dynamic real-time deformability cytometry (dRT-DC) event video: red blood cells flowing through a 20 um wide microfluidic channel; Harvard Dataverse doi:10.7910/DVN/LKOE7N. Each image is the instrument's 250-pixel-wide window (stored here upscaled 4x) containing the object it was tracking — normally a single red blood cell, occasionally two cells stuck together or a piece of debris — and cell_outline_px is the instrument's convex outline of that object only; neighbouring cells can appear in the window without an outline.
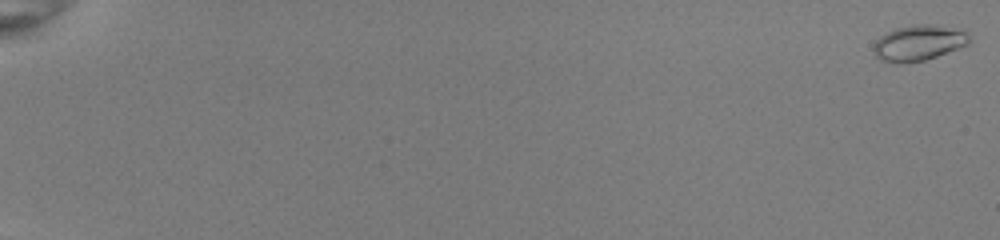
{"species": "common noctule bat (a hibernating species)", "species_latin": "Nyctalus noctula", "temperature_condition": "room temperature", "stored_images_in_passage": 54, "camera_frame_rate_fps": 3000, "um_per_image_px": 0.085, "animal": {"sex": "female", "body_mass_g": 22.0, "forearm_length_mm": 56.7}, "frame": {"image": 1, "passage_image": 1, "time_ms": 0.0, "image_size_px": [1000, 240], "cell_outline_px": [[968, 44], [936, 56], [924, 60], [900, 64], [880, 60], [872, 52], [872, 48], [876, 40], [880, 36], [896, 28], [912, 24], [928, 24], [964, 32], [968, 36]], "centroid_in_image_um": [77.97, 3.67], "position_along_channel_um": 7.0, "area_um2": 19.42}}
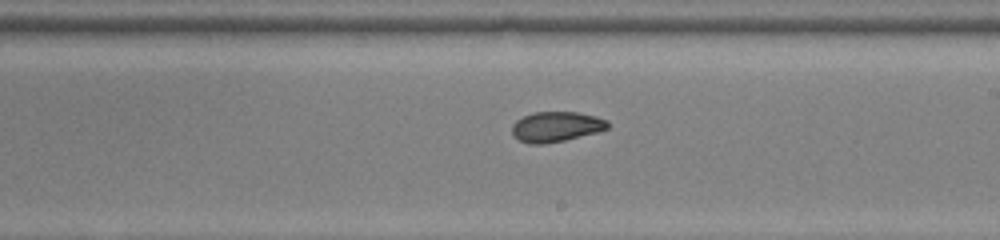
{"frame": {"image": 2, "passage_image": 35, "time_ms": 11.333, "image_size_px": [1000, 240], "cell_outline_px": [[608, 128], [600, 132], [564, 140], [544, 144], [528, 144], [512, 136], [512, 124], [516, 120], [532, 112], [576, 112], [596, 116], [608, 120]], "centroid_in_image_um": [47.27, 10.77], "position_along_channel_um": 241.7, "area_um2": 16.99}}
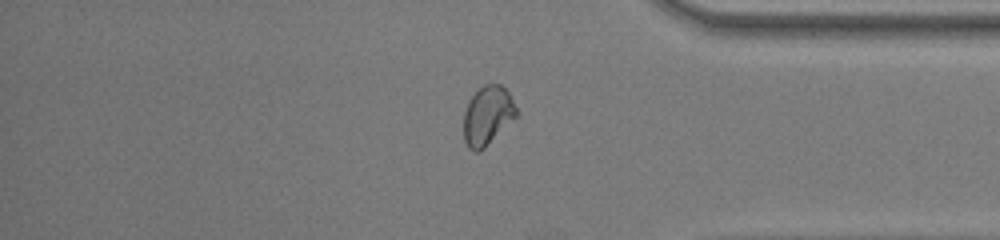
{"frame": {"image": 3, "passage_image": 47, "time_ms": 15.333, "image_size_px": [1000, 240], "cell_outline_px": [[516, 116], [484, 148], [476, 152], [472, 152], [468, 148], [464, 140], [464, 112], [468, 100], [484, 84], [500, 84], [508, 92], [516, 108]], "centroid_in_image_um": [41.4, 9.83], "position_along_channel_um": 393.8, "area_um2": 17.8}, "authors_computed_cell_mechanics": {"area_um2": 17.6001, "velocity_mm_per_s": 4.0057, "shape_relaxation_time_tau1_ms": 5.1635, "shape_relaxation_time_tau2_ms": 1.7054, "deformation_change_tau1": 0.1637, "deformation_change_tau2": 0.0623}}